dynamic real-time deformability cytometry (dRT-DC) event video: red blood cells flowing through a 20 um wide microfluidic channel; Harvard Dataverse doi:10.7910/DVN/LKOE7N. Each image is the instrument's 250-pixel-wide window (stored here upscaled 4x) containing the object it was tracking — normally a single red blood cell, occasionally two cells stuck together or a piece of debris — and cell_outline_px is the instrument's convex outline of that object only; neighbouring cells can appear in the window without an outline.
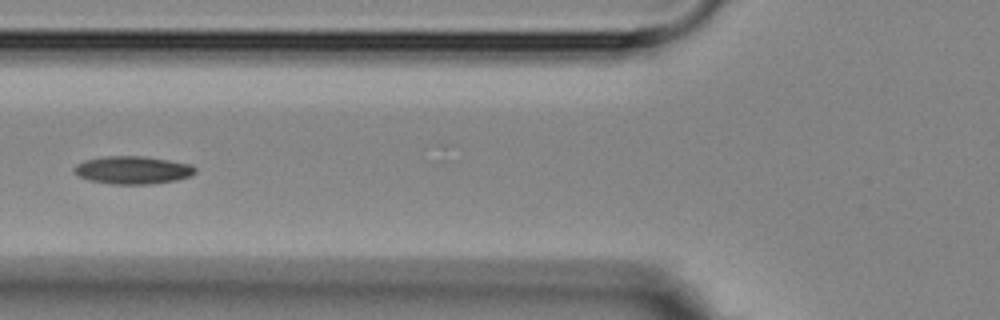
{"species": "Egyptian fruit bat (a non-hibernating species)", "species_latin": "Rousettus aegyptiacus", "temperature_condition": "room temperature", "stored_images_in_passage": 3, "camera_frame_rate_fps": 3000, "um_per_image_px": 0.085, "animal": {"sex": "female"}, "frame": {"image": 1, "passage_image": 3, "time_ms": 2.333, "image_size_px": [1000, 320], "cell_outline_px": [[196, 172], [192, 176], [176, 180], [148, 184], [112, 184], [92, 180], [80, 176], [72, 168], [76, 164], [84, 160], [104, 156], [144, 156], [192, 164], [196, 168]], "centroid_in_image_um": [11.32, 14.44], "position_along_channel_um": 114.5, "area_um2": 19.59}}